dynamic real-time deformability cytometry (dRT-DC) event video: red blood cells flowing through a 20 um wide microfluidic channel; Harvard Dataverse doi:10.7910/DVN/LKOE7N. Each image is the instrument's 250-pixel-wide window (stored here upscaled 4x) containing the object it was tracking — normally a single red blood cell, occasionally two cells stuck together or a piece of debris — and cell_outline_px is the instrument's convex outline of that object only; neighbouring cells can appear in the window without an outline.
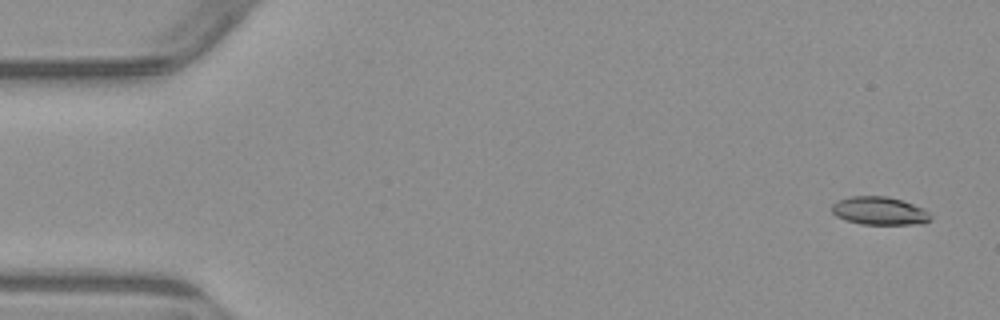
{"species": "common noctule bat (a hibernating species)", "species_latin": "Nyctalus noctula", "temperature_condition": "warm", "stored_images_in_passage": 7, "camera_frame_rate_fps": 3000, "um_per_image_px": 0.085, "animal": {"sex": "male", "body_mass_g": 23.1, "forearm_length_mm": 52.7}, "frame": {"image": 1, "passage_image": 1, "time_ms": 0.0, "image_size_px": [1000, 320], "cell_outline_px": [[932, 220], [924, 224], [860, 224], [844, 220], [836, 216], [832, 212], [832, 204], [836, 200], [848, 196], [888, 196], [924, 208], [932, 216]], "centroid_in_image_um": [74.75, 17.92], "position_along_channel_um": 10.3, "area_um2": 16.42}}
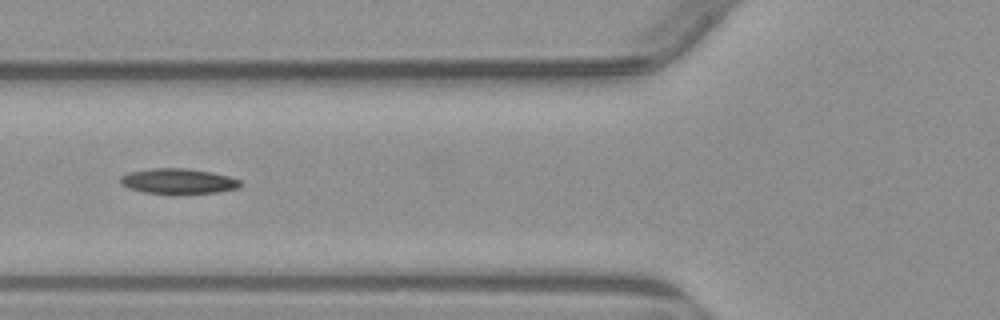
{"frame": {"image": 2, "passage_image": 6, "time_ms": 6.0, "image_size_px": [1000, 320], "cell_outline_px": [[244, 184], [240, 188], [216, 192], [172, 196], [144, 192], [128, 188], [120, 184], [120, 176], [128, 172], [152, 168], [188, 168], [212, 172], [228, 176], [240, 180]], "centroid_in_image_um": [15.15, 15.43], "position_along_channel_um": 110.6, "area_um2": 18.44}}
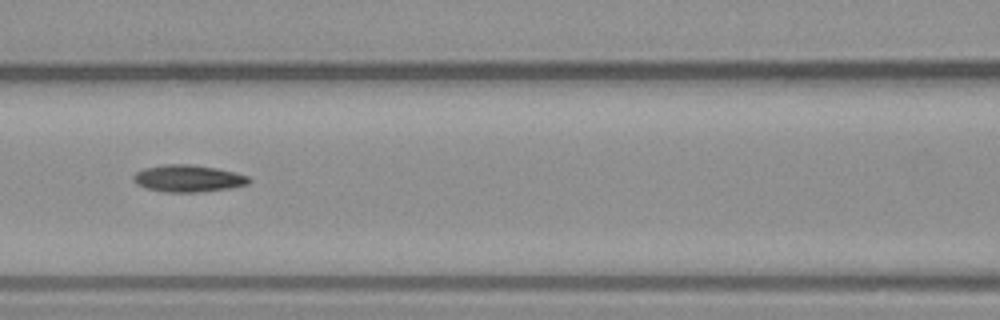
{"frame": {"image": 3, "passage_image": 7, "time_ms": 7.0, "image_size_px": [1000, 320], "cell_outline_px": [[252, 180], [248, 184], [228, 188], [196, 192], [164, 192], [144, 188], [136, 184], [132, 180], [132, 176], [136, 172], [144, 168], [164, 164], [192, 164], [216, 168], [236, 172], [248, 176]], "centroid_in_image_um": [15.95, 15.16], "position_along_channel_um": 150.6, "area_um2": 18.32}}